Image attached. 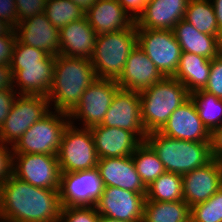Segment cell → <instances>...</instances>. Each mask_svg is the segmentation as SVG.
Instances as JSON below:
<instances>
[{
    "label": "cell",
    "instance_id": "cell-1",
    "mask_svg": "<svg viewBox=\"0 0 222 222\" xmlns=\"http://www.w3.org/2000/svg\"><path fill=\"white\" fill-rule=\"evenodd\" d=\"M59 190L35 187L12 175L0 186L1 222H59Z\"/></svg>",
    "mask_w": 222,
    "mask_h": 222
},
{
    "label": "cell",
    "instance_id": "cell-2",
    "mask_svg": "<svg viewBox=\"0 0 222 222\" xmlns=\"http://www.w3.org/2000/svg\"><path fill=\"white\" fill-rule=\"evenodd\" d=\"M96 80L91 59L56 55L52 86L46 96L51 110L69 114Z\"/></svg>",
    "mask_w": 222,
    "mask_h": 222
},
{
    "label": "cell",
    "instance_id": "cell-3",
    "mask_svg": "<svg viewBox=\"0 0 222 222\" xmlns=\"http://www.w3.org/2000/svg\"><path fill=\"white\" fill-rule=\"evenodd\" d=\"M139 94L141 118L147 134L160 131L170 115L190 98L186 87L174 77H164Z\"/></svg>",
    "mask_w": 222,
    "mask_h": 222
},
{
    "label": "cell",
    "instance_id": "cell-4",
    "mask_svg": "<svg viewBox=\"0 0 222 222\" xmlns=\"http://www.w3.org/2000/svg\"><path fill=\"white\" fill-rule=\"evenodd\" d=\"M157 153L166 172L184 175L212 160L209 142H192L150 132L145 140Z\"/></svg>",
    "mask_w": 222,
    "mask_h": 222
},
{
    "label": "cell",
    "instance_id": "cell-5",
    "mask_svg": "<svg viewBox=\"0 0 222 222\" xmlns=\"http://www.w3.org/2000/svg\"><path fill=\"white\" fill-rule=\"evenodd\" d=\"M136 45L135 22L127 29L97 35L91 57L97 79L117 80L123 73L127 58Z\"/></svg>",
    "mask_w": 222,
    "mask_h": 222
},
{
    "label": "cell",
    "instance_id": "cell-6",
    "mask_svg": "<svg viewBox=\"0 0 222 222\" xmlns=\"http://www.w3.org/2000/svg\"><path fill=\"white\" fill-rule=\"evenodd\" d=\"M69 123L68 113L51 110L17 140L12 146L13 154L57 155L63 132Z\"/></svg>",
    "mask_w": 222,
    "mask_h": 222
},
{
    "label": "cell",
    "instance_id": "cell-7",
    "mask_svg": "<svg viewBox=\"0 0 222 222\" xmlns=\"http://www.w3.org/2000/svg\"><path fill=\"white\" fill-rule=\"evenodd\" d=\"M57 158L61 173L96 168L99 158L90 128L69 123L63 132Z\"/></svg>",
    "mask_w": 222,
    "mask_h": 222
},
{
    "label": "cell",
    "instance_id": "cell-8",
    "mask_svg": "<svg viewBox=\"0 0 222 222\" xmlns=\"http://www.w3.org/2000/svg\"><path fill=\"white\" fill-rule=\"evenodd\" d=\"M50 111V103L46 96L18 94L0 128V141L13 146L36 121L41 120Z\"/></svg>",
    "mask_w": 222,
    "mask_h": 222
},
{
    "label": "cell",
    "instance_id": "cell-9",
    "mask_svg": "<svg viewBox=\"0 0 222 222\" xmlns=\"http://www.w3.org/2000/svg\"><path fill=\"white\" fill-rule=\"evenodd\" d=\"M119 89V85L113 79L94 81L83 92L80 102L68 114L70 123L75 125L76 121H80L82 125L78 124L83 128L100 125Z\"/></svg>",
    "mask_w": 222,
    "mask_h": 222
},
{
    "label": "cell",
    "instance_id": "cell-10",
    "mask_svg": "<svg viewBox=\"0 0 222 222\" xmlns=\"http://www.w3.org/2000/svg\"><path fill=\"white\" fill-rule=\"evenodd\" d=\"M136 30L137 45L154 62L164 77H173L182 52L173 30Z\"/></svg>",
    "mask_w": 222,
    "mask_h": 222
},
{
    "label": "cell",
    "instance_id": "cell-11",
    "mask_svg": "<svg viewBox=\"0 0 222 222\" xmlns=\"http://www.w3.org/2000/svg\"><path fill=\"white\" fill-rule=\"evenodd\" d=\"M13 175L35 187L60 189L61 171L57 155L13 154Z\"/></svg>",
    "mask_w": 222,
    "mask_h": 222
},
{
    "label": "cell",
    "instance_id": "cell-12",
    "mask_svg": "<svg viewBox=\"0 0 222 222\" xmlns=\"http://www.w3.org/2000/svg\"><path fill=\"white\" fill-rule=\"evenodd\" d=\"M104 185L97 168L61 173L60 201L66 206H95Z\"/></svg>",
    "mask_w": 222,
    "mask_h": 222
},
{
    "label": "cell",
    "instance_id": "cell-13",
    "mask_svg": "<svg viewBox=\"0 0 222 222\" xmlns=\"http://www.w3.org/2000/svg\"><path fill=\"white\" fill-rule=\"evenodd\" d=\"M100 125L129 130L144 142L147 133L141 118L139 92L120 88L113 97L112 103Z\"/></svg>",
    "mask_w": 222,
    "mask_h": 222
},
{
    "label": "cell",
    "instance_id": "cell-14",
    "mask_svg": "<svg viewBox=\"0 0 222 222\" xmlns=\"http://www.w3.org/2000/svg\"><path fill=\"white\" fill-rule=\"evenodd\" d=\"M145 200L146 194L118 187H104L95 207L102 216L122 221H143Z\"/></svg>",
    "mask_w": 222,
    "mask_h": 222
},
{
    "label": "cell",
    "instance_id": "cell-15",
    "mask_svg": "<svg viewBox=\"0 0 222 222\" xmlns=\"http://www.w3.org/2000/svg\"><path fill=\"white\" fill-rule=\"evenodd\" d=\"M182 180L183 200L190 208L203 203L221 189V163L212 159L205 166L184 174Z\"/></svg>",
    "mask_w": 222,
    "mask_h": 222
},
{
    "label": "cell",
    "instance_id": "cell-16",
    "mask_svg": "<svg viewBox=\"0 0 222 222\" xmlns=\"http://www.w3.org/2000/svg\"><path fill=\"white\" fill-rule=\"evenodd\" d=\"M14 30L19 42L51 56L60 55L59 29L52 25L44 13L19 22Z\"/></svg>",
    "mask_w": 222,
    "mask_h": 222
},
{
    "label": "cell",
    "instance_id": "cell-17",
    "mask_svg": "<svg viewBox=\"0 0 222 222\" xmlns=\"http://www.w3.org/2000/svg\"><path fill=\"white\" fill-rule=\"evenodd\" d=\"M159 132L173 139L192 142H209L210 139V131L199 118L191 98L170 115L167 123Z\"/></svg>",
    "mask_w": 222,
    "mask_h": 222
},
{
    "label": "cell",
    "instance_id": "cell-18",
    "mask_svg": "<svg viewBox=\"0 0 222 222\" xmlns=\"http://www.w3.org/2000/svg\"><path fill=\"white\" fill-rule=\"evenodd\" d=\"M163 78L164 76L154 62L136 45L127 58L123 73L116 82L123 90L141 92Z\"/></svg>",
    "mask_w": 222,
    "mask_h": 222
},
{
    "label": "cell",
    "instance_id": "cell-19",
    "mask_svg": "<svg viewBox=\"0 0 222 222\" xmlns=\"http://www.w3.org/2000/svg\"><path fill=\"white\" fill-rule=\"evenodd\" d=\"M97 170L104 187L146 194L147 187L137 173L132 156L98 159Z\"/></svg>",
    "mask_w": 222,
    "mask_h": 222
},
{
    "label": "cell",
    "instance_id": "cell-20",
    "mask_svg": "<svg viewBox=\"0 0 222 222\" xmlns=\"http://www.w3.org/2000/svg\"><path fill=\"white\" fill-rule=\"evenodd\" d=\"M99 159L132 156L142 141L131 131L96 125L90 128Z\"/></svg>",
    "mask_w": 222,
    "mask_h": 222
},
{
    "label": "cell",
    "instance_id": "cell-21",
    "mask_svg": "<svg viewBox=\"0 0 222 222\" xmlns=\"http://www.w3.org/2000/svg\"><path fill=\"white\" fill-rule=\"evenodd\" d=\"M189 0H148L136 19V29L173 30L184 19Z\"/></svg>",
    "mask_w": 222,
    "mask_h": 222
},
{
    "label": "cell",
    "instance_id": "cell-22",
    "mask_svg": "<svg viewBox=\"0 0 222 222\" xmlns=\"http://www.w3.org/2000/svg\"><path fill=\"white\" fill-rule=\"evenodd\" d=\"M56 56H49L42 64L22 65V69H11L13 89L19 95L47 96L52 86Z\"/></svg>",
    "mask_w": 222,
    "mask_h": 222
},
{
    "label": "cell",
    "instance_id": "cell-23",
    "mask_svg": "<svg viewBox=\"0 0 222 222\" xmlns=\"http://www.w3.org/2000/svg\"><path fill=\"white\" fill-rule=\"evenodd\" d=\"M59 32L60 55L91 59L97 33L90 26L86 16L65 25Z\"/></svg>",
    "mask_w": 222,
    "mask_h": 222
},
{
    "label": "cell",
    "instance_id": "cell-24",
    "mask_svg": "<svg viewBox=\"0 0 222 222\" xmlns=\"http://www.w3.org/2000/svg\"><path fill=\"white\" fill-rule=\"evenodd\" d=\"M85 16L97 35L127 29L135 22L117 0H96Z\"/></svg>",
    "mask_w": 222,
    "mask_h": 222
},
{
    "label": "cell",
    "instance_id": "cell-25",
    "mask_svg": "<svg viewBox=\"0 0 222 222\" xmlns=\"http://www.w3.org/2000/svg\"><path fill=\"white\" fill-rule=\"evenodd\" d=\"M173 33L182 52H190L210 60L221 54L222 40L219 37L199 32L184 19L174 26Z\"/></svg>",
    "mask_w": 222,
    "mask_h": 222
},
{
    "label": "cell",
    "instance_id": "cell-26",
    "mask_svg": "<svg viewBox=\"0 0 222 222\" xmlns=\"http://www.w3.org/2000/svg\"><path fill=\"white\" fill-rule=\"evenodd\" d=\"M211 60L190 52H181L178 68L173 76L193 93L203 90L209 79Z\"/></svg>",
    "mask_w": 222,
    "mask_h": 222
},
{
    "label": "cell",
    "instance_id": "cell-27",
    "mask_svg": "<svg viewBox=\"0 0 222 222\" xmlns=\"http://www.w3.org/2000/svg\"><path fill=\"white\" fill-rule=\"evenodd\" d=\"M142 222H190V206L184 200H145Z\"/></svg>",
    "mask_w": 222,
    "mask_h": 222
},
{
    "label": "cell",
    "instance_id": "cell-28",
    "mask_svg": "<svg viewBox=\"0 0 222 222\" xmlns=\"http://www.w3.org/2000/svg\"><path fill=\"white\" fill-rule=\"evenodd\" d=\"M184 20L189 22L199 32L217 36L222 40L214 8L210 0H189Z\"/></svg>",
    "mask_w": 222,
    "mask_h": 222
},
{
    "label": "cell",
    "instance_id": "cell-29",
    "mask_svg": "<svg viewBox=\"0 0 222 222\" xmlns=\"http://www.w3.org/2000/svg\"><path fill=\"white\" fill-rule=\"evenodd\" d=\"M135 169L144 185L148 187L166 170L157 153L146 142H142L132 154Z\"/></svg>",
    "mask_w": 222,
    "mask_h": 222
},
{
    "label": "cell",
    "instance_id": "cell-30",
    "mask_svg": "<svg viewBox=\"0 0 222 222\" xmlns=\"http://www.w3.org/2000/svg\"><path fill=\"white\" fill-rule=\"evenodd\" d=\"M146 200L158 202L183 200L182 175L172 172L161 174L147 187Z\"/></svg>",
    "mask_w": 222,
    "mask_h": 222
},
{
    "label": "cell",
    "instance_id": "cell-31",
    "mask_svg": "<svg viewBox=\"0 0 222 222\" xmlns=\"http://www.w3.org/2000/svg\"><path fill=\"white\" fill-rule=\"evenodd\" d=\"M190 98L199 118L209 131L222 125V99L204 90L190 93Z\"/></svg>",
    "mask_w": 222,
    "mask_h": 222
},
{
    "label": "cell",
    "instance_id": "cell-32",
    "mask_svg": "<svg viewBox=\"0 0 222 222\" xmlns=\"http://www.w3.org/2000/svg\"><path fill=\"white\" fill-rule=\"evenodd\" d=\"M85 11L71 0H46L44 14L59 30L85 17Z\"/></svg>",
    "mask_w": 222,
    "mask_h": 222
},
{
    "label": "cell",
    "instance_id": "cell-33",
    "mask_svg": "<svg viewBox=\"0 0 222 222\" xmlns=\"http://www.w3.org/2000/svg\"><path fill=\"white\" fill-rule=\"evenodd\" d=\"M191 222H222V189L190 208Z\"/></svg>",
    "mask_w": 222,
    "mask_h": 222
},
{
    "label": "cell",
    "instance_id": "cell-34",
    "mask_svg": "<svg viewBox=\"0 0 222 222\" xmlns=\"http://www.w3.org/2000/svg\"><path fill=\"white\" fill-rule=\"evenodd\" d=\"M49 56L43 50L25 45L16 39L10 68L22 69V65L42 64Z\"/></svg>",
    "mask_w": 222,
    "mask_h": 222
},
{
    "label": "cell",
    "instance_id": "cell-35",
    "mask_svg": "<svg viewBox=\"0 0 222 222\" xmlns=\"http://www.w3.org/2000/svg\"><path fill=\"white\" fill-rule=\"evenodd\" d=\"M99 213L95 206L62 207L59 222H98Z\"/></svg>",
    "mask_w": 222,
    "mask_h": 222
},
{
    "label": "cell",
    "instance_id": "cell-36",
    "mask_svg": "<svg viewBox=\"0 0 222 222\" xmlns=\"http://www.w3.org/2000/svg\"><path fill=\"white\" fill-rule=\"evenodd\" d=\"M203 90L222 99V54L211 60L209 79Z\"/></svg>",
    "mask_w": 222,
    "mask_h": 222
},
{
    "label": "cell",
    "instance_id": "cell-37",
    "mask_svg": "<svg viewBox=\"0 0 222 222\" xmlns=\"http://www.w3.org/2000/svg\"><path fill=\"white\" fill-rule=\"evenodd\" d=\"M18 23L37 14L44 13L46 0H15Z\"/></svg>",
    "mask_w": 222,
    "mask_h": 222
},
{
    "label": "cell",
    "instance_id": "cell-38",
    "mask_svg": "<svg viewBox=\"0 0 222 222\" xmlns=\"http://www.w3.org/2000/svg\"><path fill=\"white\" fill-rule=\"evenodd\" d=\"M10 146V147H9ZM13 175V148L0 141V186Z\"/></svg>",
    "mask_w": 222,
    "mask_h": 222
},
{
    "label": "cell",
    "instance_id": "cell-39",
    "mask_svg": "<svg viewBox=\"0 0 222 222\" xmlns=\"http://www.w3.org/2000/svg\"><path fill=\"white\" fill-rule=\"evenodd\" d=\"M16 42L15 30L7 35H0V65H10Z\"/></svg>",
    "mask_w": 222,
    "mask_h": 222
},
{
    "label": "cell",
    "instance_id": "cell-40",
    "mask_svg": "<svg viewBox=\"0 0 222 222\" xmlns=\"http://www.w3.org/2000/svg\"><path fill=\"white\" fill-rule=\"evenodd\" d=\"M0 20L8 23L13 29L18 24L15 0H0Z\"/></svg>",
    "mask_w": 222,
    "mask_h": 222
},
{
    "label": "cell",
    "instance_id": "cell-41",
    "mask_svg": "<svg viewBox=\"0 0 222 222\" xmlns=\"http://www.w3.org/2000/svg\"><path fill=\"white\" fill-rule=\"evenodd\" d=\"M17 95L15 90H0V128L9 115L13 101Z\"/></svg>",
    "mask_w": 222,
    "mask_h": 222
},
{
    "label": "cell",
    "instance_id": "cell-42",
    "mask_svg": "<svg viewBox=\"0 0 222 222\" xmlns=\"http://www.w3.org/2000/svg\"><path fill=\"white\" fill-rule=\"evenodd\" d=\"M210 153L212 159H222V125L210 131L209 139Z\"/></svg>",
    "mask_w": 222,
    "mask_h": 222
},
{
    "label": "cell",
    "instance_id": "cell-43",
    "mask_svg": "<svg viewBox=\"0 0 222 222\" xmlns=\"http://www.w3.org/2000/svg\"><path fill=\"white\" fill-rule=\"evenodd\" d=\"M124 8V10L136 21V19L144 11L148 0H117Z\"/></svg>",
    "mask_w": 222,
    "mask_h": 222
},
{
    "label": "cell",
    "instance_id": "cell-44",
    "mask_svg": "<svg viewBox=\"0 0 222 222\" xmlns=\"http://www.w3.org/2000/svg\"><path fill=\"white\" fill-rule=\"evenodd\" d=\"M0 90H14L10 65H0Z\"/></svg>",
    "mask_w": 222,
    "mask_h": 222
},
{
    "label": "cell",
    "instance_id": "cell-45",
    "mask_svg": "<svg viewBox=\"0 0 222 222\" xmlns=\"http://www.w3.org/2000/svg\"><path fill=\"white\" fill-rule=\"evenodd\" d=\"M210 1L213 5L218 29L222 36V0H210Z\"/></svg>",
    "mask_w": 222,
    "mask_h": 222
},
{
    "label": "cell",
    "instance_id": "cell-46",
    "mask_svg": "<svg viewBox=\"0 0 222 222\" xmlns=\"http://www.w3.org/2000/svg\"><path fill=\"white\" fill-rule=\"evenodd\" d=\"M71 1H73L76 5L80 6L83 9V11L86 12L96 0H71Z\"/></svg>",
    "mask_w": 222,
    "mask_h": 222
},
{
    "label": "cell",
    "instance_id": "cell-47",
    "mask_svg": "<svg viewBox=\"0 0 222 222\" xmlns=\"http://www.w3.org/2000/svg\"><path fill=\"white\" fill-rule=\"evenodd\" d=\"M13 28L3 20H0V35H7Z\"/></svg>",
    "mask_w": 222,
    "mask_h": 222
},
{
    "label": "cell",
    "instance_id": "cell-48",
    "mask_svg": "<svg viewBox=\"0 0 222 222\" xmlns=\"http://www.w3.org/2000/svg\"><path fill=\"white\" fill-rule=\"evenodd\" d=\"M98 222H142V221H122L119 219H113L99 214Z\"/></svg>",
    "mask_w": 222,
    "mask_h": 222
}]
</instances>
